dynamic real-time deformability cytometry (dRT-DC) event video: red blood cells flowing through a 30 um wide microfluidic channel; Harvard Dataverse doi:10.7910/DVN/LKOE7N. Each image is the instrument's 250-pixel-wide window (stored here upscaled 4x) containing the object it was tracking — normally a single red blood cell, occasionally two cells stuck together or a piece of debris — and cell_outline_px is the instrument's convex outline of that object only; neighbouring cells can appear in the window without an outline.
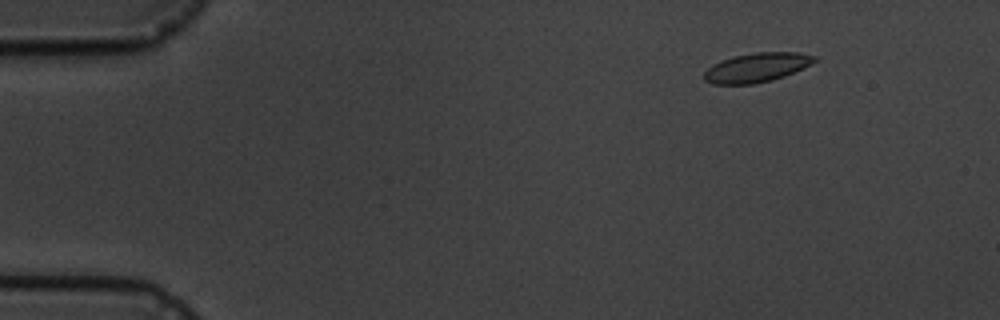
{"species": "common noctule bat (a hibernating species)", "species_latin": "Nyctalus noctula", "temperature_condition": "cold", "stored_images_in_passage": 3, "camera_frame_rate_fps": 3000, "um_per_image_px": 0.085, "animal": {"sex": "male", "body_mass_g": 19.5, "forearm_length_mm": 54.6}, "frame": {"image": 1, "passage_image": 1, "time_ms": 0.0, "image_size_px": [1000, 320], "cell_outline_px": [[816, 60], [812, 64], [804, 68], [784, 76], [772, 80], [752, 84], [712, 84], [704, 80], [704, 72], [712, 64], [720, 60], [736, 56], [756, 52], [800, 52], [816, 56]], "centroid_in_image_um": [64.33, 5.74], "position_along_channel_um": 20.7, "area_um2": 18.84}}